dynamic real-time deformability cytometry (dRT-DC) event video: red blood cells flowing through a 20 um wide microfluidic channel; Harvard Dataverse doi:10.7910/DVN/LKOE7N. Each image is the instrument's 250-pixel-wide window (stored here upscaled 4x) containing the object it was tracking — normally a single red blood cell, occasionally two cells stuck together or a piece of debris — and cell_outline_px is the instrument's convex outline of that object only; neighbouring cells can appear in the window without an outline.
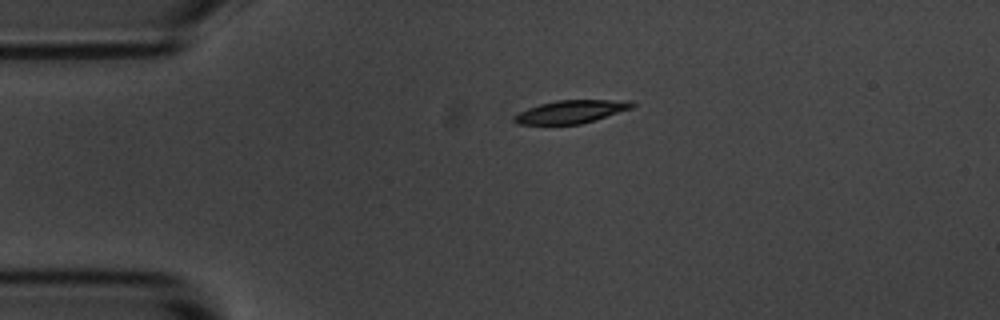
{"species": "common noctule bat (a hibernating species)", "species_latin": "Nyctalus noctula", "temperature_condition": "room temperature", "stored_images_in_passage": 2, "camera_frame_rate_fps": 3000, "um_per_image_px": 0.085, "animal": {"sex": "male", "body_mass_g": 20.1, "forearm_length_mm": 53.5}, "frame": {"image": 1, "passage_image": 1, "time_ms": 0.0, "image_size_px": [1000, 320], "cell_outline_px": [[636, 104], [632, 108], [580, 124], [516, 124], [512, 120], [512, 116], [528, 108], [540, 104], [556, 100], [632, 100]], "centroid_in_image_um": [48.52, 9.48], "position_along_channel_um": 36.5, "area_um2": 15.72}}